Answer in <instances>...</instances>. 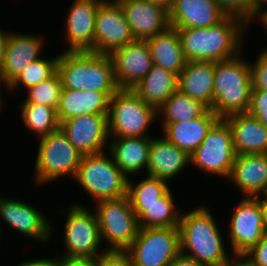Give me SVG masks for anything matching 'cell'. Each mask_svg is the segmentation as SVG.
I'll use <instances>...</instances> for the list:
<instances>
[{"label":"cell","mask_w":267,"mask_h":266,"mask_svg":"<svg viewBox=\"0 0 267 266\" xmlns=\"http://www.w3.org/2000/svg\"><path fill=\"white\" fill-rule=\"evenodd\" d=\"M248 113L267 128V91L252 90Z\"/></svg>","instance_id":"cell-39"},{"label":"cell","mask_w":267,"mask_h":266,"mask_svg":"<svg viewBox=\"0 0 267 266\" xmlns=\"http://www.w3.org/2000/svg\"><path fill=\"white\" fill-rule=\"evenodd\" d=\"M248 24L241 18L227 15L207 28L177 29L186 61L220 62L241 54ZM242 43V44H241Z\"/></svg>","instance_id":"cell-1"},{"label":"cell","mask_w":267,"mask_h":266,"mask_svg":"<svg viewBox=\"0 0 267 266\" xmlns=\"http://www.w3.org/2000/svg\"><path fill=\"white\" fill-rule=\"evenodd\" d=\"M147 42L153 65L162 67L178 76L187 61L177 29L169 27L166 31L147 39Z\"/></svg>","instance_id":"cell-28"},{"label":"cell","mask_w":267,"mask_h":266,"mask_svg":"<svg viewBox=\"0 0 267 266\" xmlns=\"http://www.w3.org/2000/svg\"><path fill=\"white\" fill-rule=\"evenodd\" d=\"M126 251L132 266H170L180 254L179 227L139 228Z\"/></svg>","instance_id":"cell-11"},{"label":"cell","mask_w":267,"mask_h":266,"mask_svg":"<svg viewBox=\"0 0 267 266\" xmlns=\"http://www.w3.org/2000/svg\"><path fill=\"white\" fill-rule=\"evenodd\" d=\"M168 14L172 28H207L227 16L215 0H174Z\"/></svg>","instance_id":"cell-20"},{"label":"cell","mask_w":267,"mask_h":266,"mask_svg":"<svg viewBox=\"0 0 267 266\" xmlns=\"http://www.w3.org/2000/svg\"><path fill=\"white\" fill-rule=\"evenodd\" d=\"M267 4V0H254V16L255 14L262 10L263 7L265 8V5Z\"/></svg>","instance_id":"cell-47"},{"label":"cell","mask_w":267,"mask_h":266,"mask_svg":"<svg viewBox=\"0 0 267 266\" xmlns=\"http://www.w3.org/2000/svg\"><path fill=\"white\" fill-rule=\"evenodd\" d=\"M57 72L65 89L101 92L119 89L108 54L63 51L59 54Z\"/></svg>","instance_id":"cell-3"},{"label":"cell","mask_w":267,"mask_h":266,"mask_svg":"<svg viewBox=\"0 0 267 266\" xmlns=\"http://www.w3.org/2000/svg\"><path fill=\"white\" fill-rule=\"evenodd\" d=\"M62 88L60 76L56 71L50 78L28 88L27 97L23 99V102L46 105L57 110Z\"/></svg>","instance_id":"cell-35"},{"label":"cell","mask_w":267,"mask_h":266,"mask_svg":"<svg viewBox=\"0 0 267 266\" xmlns=\"http://www.w3.org/2000/svg\"><path fill=\"white\" fill-rule=\"evenodd\" d=\"M238 262L242 266H267V230L258 243L245 253Z\"/></svg>","instance_id":"cell-38"},{"label":"cell","mask_w":267,"mask_h":266,"mask_svg":"<svg viewBox=\"0 0 267 266\" xmlns=\"http://www.w3.org/2000/svg\"><path fill=\"white\" fill-rule=\"evenodd\" d=\"M215 62L188 61L178 75V90L212 108Z\"/></svg>","instance_id":"cell-25"},{"label":"cell","mask_w":267,"mask_h":266,"mask_svg":"<svg viewBox=\"0 0 267 266\" xmlns=\"http://www.w3.org/2000/svg\"><path fill=\"white\" fill-rule=\"evenodd\" d=\"M59 54L53 58H39L30 63L19 75V77L7 88L9 92L15 89L19 90V86H23L25 90L36 86L43 80L50 78L57 71V62Z\"/></svg>","instance_id":"cell-34"},{"label":"cell","mask_w":267,"mask_h":266,"mask_svg":"<svg viewBox=\"0 0 267 266\" xmlns=\"http://www.w3.org/2000/svg\"><path fill=\"white\" fill-rule=\"evenodd\" d=\"M209 108L202 102L192 99L178 89L157 110L162 123L188 121L202 116ZM161 115V116H160Z\"/></svg>","instance_id":"cell-31"},{"label":"cell","mask_w":267,"mask_h":266,"mask_svg":"<svg viewBox=\"0 0 267 266\" xmlns=\"http://www.w3.org/2000/svg\"><path fill=\"white\" fill-rule=\"evenodd\" d=\"M227 181L234 183L242 197H256L267 193L266 154L236 155Z\"/></svg>","instance_id":"cell-21"},{"label":"cell","mask_w":267,"mask_h":266,"mask_svg":"<svg viewBox=\"0 0 267 266\" xmlns=\"http://www.w3.org/2000/svg\"><path fill=\"white\" fill-rule=\"evenodd\" d=\"M20 109L25 127L39 138L59 129L60 122L55 108L35 103H24L22 101Z\"/></svg>","instance_id":"cell-33"},{"label":"cell","mask_w":267,"mask_h":266,"mask_svg":"<svg viewBox=\"0 0 267 266\" xmlns=\"http://www.w3.org/2000/svg\"><path fill=\"white\" fill-rule=\"evenodd\" d=\"M172 192L170 188L157 202L144 204L138 217L140 228L179 227L182 209L177 208Z\"/></svg>","instance_id":"cell-30"},{"label":"cell","mask_w":267,"mask_h":266,"mask_svg":"<svg viewBox=\"0 0 267 266\" xmlns=\"http://www.w3.org/2000/svg\"><path fill=\"white\" fill-rule=\"evenodd\" d=\"M114 94L115 92L62 88L57 108L59 122L80 115H108L110 98Z\"/></svg>","instance_id":"cell-24"},{"label":"cell","mask_w":267,"mask_h":266,"mask_svg":"<svg viewBox=\"0 0 267 266\" xmlns=\"http://www.w3.org/2000/svg\"><path fill=\"white\" fill-rule=\"evenodd\" d=\"M256 198L258 199V202H259V205L262 211L263 222L267 230V193L256 196Z\"/></svg>","instance_id":"cell-44"},{"label":"cell","mask_w":267,"mask_h":266,"mask_svg":"<svg viewBox=\"0 0 267 266\" xmlns=\"http://www.w3.org/2000/svg\"><path fill=\"white\" fill-rule=\"evenodd\" d=\"M170 266H206L204 264L198 263L193 258L185 255V254H179L170 264Z\"/></svg>","instance_id":"cell-43"},{"label":"cell","mask_w":267,"mask_h":266,"mask_svg":"<svg viewBox=\"0 0 267 266\" xmlns=\"http://www.w3.org/2000/svg\"><path fill=\"white\" fill-rule=\"evenodd\" d=\"M219 117L208 109L202 116L188 121L162 123L164 137L191 155L205 139L208 130Z\"/></svg>","instance_id":"cell-26"},{"label":"cell","mask_w":267,"mask_h":266,"mask_svg":"<svg viewBox=\"0 0 267 266\" xmlns=\"http://www.w3.org/2000/svg\"><path fill=\"white\" fill-rule=\"evenodd\" d=\"M38 144L34 164V180L38 186L54 182L67 175L74 179L82 155L60 128L39 138Z\"/></svg>","instance_id":"cell-7"},{"label":"cell","mask_w":267,"mask_h":266,"mask_svg":"<svg viewBox=\"0 0 267 266\" xmlns=\"http://www.w3.org/2000/svg\"><path fill=\"white\" fill-rule=\"evenodd\" d=\"M156 4H159L161 6H163L164 8H166L167 10L170 9V7L172 6L174 0H151Z\"/></svg>","instance_id":"cell-48"},{"label":"cell","mask_w":267,"mask_h":266,"mask_svg":"<svg viewBox=\"0 0 267 266\" xmlns=\"http://www.w3.org/2000/svg\"><path fill=\"white\" fill-rule=\"evenodd\" d=\"M107 116H76L62 120L59 128L81 155L97 154L106 151L109 146Z\"/></svg>","instance_id":"cell-15"},{"label":"cell","mask_w":267,"mask_h":266,"mask_svg":"<svg viewBox=\"0 0 267 266\" xmlns=\"http://www.w3.org/2000/svg\"><path fill=\"white\" fill-rule=\"evenodd\" d=\"M9 34H10V31L8 30L3 31L2 28H0V66L4 59L5 45H6Z\"/></svg>","instance_id":"cell-45"},{"label":"cell","mask_w":267,"mask_h":266,"mask_svg":"<svg viewBox=\"0 0 267 266\" xmlns=\"http://www.w3.org/2000/svg\"><path fill=\"white\" fill-rule=\"evenodd\" d=\"M101 242L106 241V250H126L137 237L138 217L131 207L128 196L96 202Z\"/></svg>","instance_id":"cell-8"},{"label":"cell","mask_w":267,"mask_h":266,"mask_svg":"<svg viewBox=\"0 0 267 266\" xmlns=\"http://www.w3.org/2000/svg\"><path fill=\"white\" fill-rule=\"evenodd\" d=\"M66 215L62 236L65 245L63 256L95 259L106 250L100 248L102 242L95 211L92 213L84 205L74 203Z\"/></svg>","instance_id":"cell-10"},{"label":"cell","mask_w":267,"mask_h":266,"mask_svg":"<svg viewBox=\"0 0 267 266\" xmlns=\"http://www.w3.org/2000/svg\"><path fill=\"white\" fill-rule=\"evenodd\" d=\"M215 1L227 15L239 17L243 19L248 25H250L253 22L254 0H215Z\"/></svg>","instance_id":"cell-36"},{"label":"cell","mask_w":267,"mask_h":266,"mask_svg":"<svg viewBox=\"0 0 267 266\" xmlns=\"http://www.w3.org/2000/svg\"><path fill=\"white\" fill-rule=\"evenodd\" d=\"M235 158L231 128L224 118H219L190 155V164L204 173L218 175L227 180Z\"/></svg>","instance_id":"cell-9"},{"label":"cell","mask_w":267,"mask_h":266,"mask_svg":"<svg viewBox=\"0 0 267 266\" xmlns=\"http://www.w3.org/2000/svg\"><path fill=\"white\" fill-rule=\"evenodd\" d=\"M96 266H132L126 250H105L95 258Z\"/></svg>","instance_id":"cell-40"},{"label":"cell","mask_w":267,"mask_h":266,"mask_svg":"<svg viewBox=\"0 0 267 266\" xmlns=\"http://www.w3.org/2000/svg\"><path fill=\"white\" fill-rule=\"evenodd\" d=\"M178 89V76L153 65L146 76L132 90L144 101L158 108Z\"/></svg>","instance_id":"cell-29"},{"label":"cell","mask_w":267,"mask_h":266,"mask_svg":"<svg viewBox=\"0 0 267 266\" xmlns=\"http://www.w3.org/2000/svg\"><path fill=\"white\" fill-rule=\"evenodd\" d=\"M134 40L120 3L104 0L96 12L94 53L109 55Z\"/></svg>","instance_id":"cell-13"},{"label":"cell","mask_w":267,"mask_h":266,"mask_svg":"<svg viewBox=\"0 0 267 266\" xmlns=\"http://www.w3.org/2000/svg\"><path fill=\"white\" fill-rule=\"evenodd\" d=\"M0 218L10 229L33 238L41 244L49 241L53 233V223L44 213L20 199L8 198L0 194Z\"/></svg>","instance_id":"cell-14"},{"label":"cell","mask_w":267,"mask_h":266,"mask_svg":"<svg viewBox=\"0 0 267 266\" xmlns=\"http://www.w3.org/2000/svg\"><path fill=\"white\" fill-rule=\"evenodd\" d=\"M104 0H74L65 20L63 37L69 45L62 51L94 53L96 12Z\"/></svg>","instance_id":"cell-17"},{"label":"cell","mask_w":267,"mask_h":266,"mask_svg":"<svg viewBox=\"0 0 267 266\" xmlns=\"http://www.w3.org/2000/svg\"><path fill=\"white\" fill-rule=\"evenodd\" d=\"M157 118V109L142 101L132 89H118L110 98L109 137H152L147 130Z\"/></svg>","instance_id":"cell-6"},{"label":"cell","mask_w":267,"mask_h":266,"mask_svg":"<svg viewBox=\"0 0 267 266\" xmlns=\"http://www.w3.org/2000/svg\"><path fill=\"white\" fill-rule=\"evenodd\" d=\"M228 236L233 257L237 261L254 247L266 231L262 211L256 197H241L233 209Z\"/></svg>","instance_id":"cell-12"},{"label":"cell","mask_w":267,"mask_h":266,"mask_svg":"<svg viewBox=\"0 0 267 266\" xmlns=\"http://www.w3.org/2000/svg\"><path fill=\"white\" fill-rule=\"evenodd\" d=\"M224 119L231 128L236 155L267 153V128L256 117L247 112Z\"/></svg>","instance_id":"cell-23"},{"label":"cell","mask_w":267,"mask_h":266,"mask_svg":"<svg viewBox=\"0 0 267 266\" xmlns=\"http://www.w3.org/2000/svg\"><path fill=\"white\" fill-rule=\"evenodd\" d=\"M58 266H96L95 259L92 258H79V257H67L56 256Z\"/></svg>","instance_id":"cell-41"},{"label":"cell","mask_w":267,"mask_h":266,"mask_svg":"<svg viewBox=\"0 0 267 266\" xmlns=\"http://www.w3.org/2000/svg\"><path fill=\"white\" fill-rule=\"evenodd\" d=\"M241 55L215 62L214 101L211 110L226 118L235 113H247L251 102L250 61Z\"/></svg>","instance_id":"cell-4"},{"label":"cell","mask_w":267,"mask_h":266,"mask_svg":"<svg viewBox=\"0 0 267 266\" xmlns=\"http://www.w3.org/2000/svg\"><path fill=\"white\" fill-rule=\"evenodd\" d=\"M206 206L200 205L181 213L180 253L206 266H234L238 261L227 253L216 218Z\"/></svg>","instance_id":"cell-2"},{"label":"cell","mask_w":267,"mask_h":266,"mask_svg":"<svg viewBox=\"0 0 267 266\" xmlns=\"http://www.w3.org/2000/svg\"><path fill=\"white\" fill-rule=\"evenodd\" d=\"M266 8V9H265ZM263 10H260V11H258L256 14H255V16L253 17V20L255 19V18H257L256 20H257V22H258V20H259V24L261 23V25L263 26V28L264 29H266L265 30V32H266V34H267V6L265 7ZM258 16V17H257Z\"/></svg>","instance_id":"cell-46"},{"label":"cell","mask_w":267,"mask_h":266,"mask_svg":"<svg viewBox=\"0 0 267 266\" xmlns=\"http://www.w3.org/2000/svg\"><path fill=\"white\" fill-rule=\"evenodd\" d=\"M2 85H4L3 87H5L6 89H7V87L5 86V84H4V82H3V80H2V78H1V76H0V109L2 108V104H4L3 102H2V98H3V96L1 95L2 94V92L3 91H1V89L3 90V88H1V86Z\"/></svg>","instance_id":"cell-49"},{"label":"cell","mask_w":267,"mask_h":266,"mask_svg":"<svg viewBox=\"0 0 267 266\" xmlns=\"http://www.w3.org/2000/svg\"><path fill=\"white\" fill-rule=\"evenodd\" d=\"M135 40H147L170 27L168 10L151 0H117Z\"/></svg>","instance_id":"cell-19"},{"label":"cell","mask_w":267,"mask_h":266,"mask_svg":"<svg viewBox=\"0 0 267 266\" xmlns=\"http://www.w3.org/2000/svg\"><path fill=\"white\" fill-rule=\"evenodd\" d=\"M234 266H242L239 262H237Z\"/></svg>","instance_id":"cell-51"},{"label":"cell","mask_w":267,"mask_h":266,"mask_svg":"<svg viewBox=\"0 0 267 266\" xmlns=\"http://www.w3.org/2000/svg\"><path fill=\"white\" fill-rule=\"evenodd\" d=\"M170 188L168 182L151 175L138 183L128 178L127 196L137 217L144 212V204L157 202Z\"/></svg>","instance_id":"cell-32"},{"label":"cell","mask_w":267,"mask_h":266,"mask_svg":"<svg viewBox=\"0 0 267 266\" xmlns=\"http://www.w3.org/2000/svg\"><path fill=\"white\" fill-rule=\"evenodd\" d=\"M16 266H58V265H57V257H52V258L36 257L35 259L22 261L21 263H18Z\"/></svg>","instance_id":"cell-42"},{"label":"cell","mask_w":267,"mask_h":266,"mask_svg":"<svg viewBox=\"0 0 267 266\" xmlns=\"http://www.w3.org/2000/svg\"><path fill=\"white\" fill-rule=\"evenodd\" d=\"M188 164H190V155L187 152L169 142L164 136L152 137L147 175L157 177L169 183Z\"/></svg>","instance_id":"cell-22"},{"label":"cell","mask_w":267,"mask_h":266,"mask_svg":"<svg viewBox=\"0 0 267 266\" xmlns=\"http://www.w3.org/2000/svg\"><path fill=\"white\" fill-rule=\"evenodd\" d=\"M105 152L82 155L74 177L94 203L127 195L128 177L116 165L111 153Z\"/></svg>","instance_id":"cell-5"},{"label":"cell","mask_w":267,"mask_h":266,"mask_svg":"<svg viewBox=\"0 0 267 266\" xmlns=\"http://www.w3.org/2000/svg\"><path fill=\"white\" fill-rule=\"evenodd\" d=\"M252 90L267 91V47L250 63Z\"/></svg>","instance_id":"cell-37"},{"label":"cell","mask_w":267,"mask_h":266,"mask_svg":"<svg viewBox=\"0 0 267 266\" xmlns=\"http://www.w3.org/2000/svg\"><path fill=\"white\" fill-rule=\"evenodd\" d=\"M119 89H132L151 70L153 60L147 40H134L109 54Z\"/></svg>","instance_id":"cell-16"},{"label":"cell","mask_w":267,"mask_h":266,"mask_svg":"<svg viewBox=\"0 0 267 266\" xmlns=\"http://www.w3.org/2000/svg\"><path fill=\"white\" fill-rule=\"evenodd\" d=\"M1 228H2V226H0V241H1L2 238H3V237H2V235H3V234H2V233H3V229H1ZM0 245H1V242H0Z\"/></svg>","instance_id":"cell-50"},{"label":"cell","mask_w":267,"mask_h":266,"mask_svg":"<svg viewBox=\"0 0 267 266\" xmlns=\"http://www.w3.org/2000/svg\"><path fill=\"white\" fill-rule=\"evenodd\" d=\"M111 153L119 169L130 178L132 175L147 171L149 150L152 137H109Z\"/></svg>","instance_id":"cell-27"},{"label":"cell","mask_w":267,"mask_h":266,"mask_svg":"<svg viewBox=\"0 0 267 266\" xmlns=\"http://www.w3.org/2000/svg\"><path fill=\"white\" fill-rule=\"evenodd\" d=\"M35 33L22 34L10 31L5 45L4 59L0 66V76L8 88L33 61L41 58L44 40Z\"/></svg>","instance_id":"cell-18"}]
</instances>
